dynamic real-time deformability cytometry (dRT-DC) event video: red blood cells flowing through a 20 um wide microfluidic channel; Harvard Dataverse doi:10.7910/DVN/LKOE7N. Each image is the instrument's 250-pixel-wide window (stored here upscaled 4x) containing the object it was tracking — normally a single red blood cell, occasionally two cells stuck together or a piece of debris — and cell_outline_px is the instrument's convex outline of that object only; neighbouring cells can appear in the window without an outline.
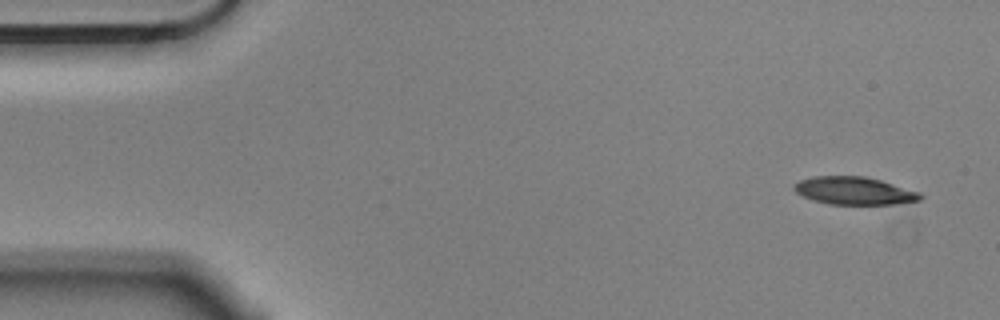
{"species": "Egyptian fruit bat (a non-hibernating species)", "species_latin": "Rousettus aegyptiacus", "temperature_condition": "cold", "stored_images_in_passage": 10, "camera_frame_rate_fps": 3000, "um_per_image_px": 0.085, "animal": {"sex": "male"}, "frame": {"image": 1, "passage_image": 1, "time_ms": 0.0, "image_size_px": [1000, 320], "cell_outline_px": [[924, 196], [920, 200], [896, 204], [828, 204], [812, 200], [796, 192], [792, 188], [800, 180], [812, 176], [864, 176], [880, 180], [920, 192]], "centroid_in_image_um": [72.62, 16.21], "position_along_channel_um": 12.4, "area_um2": 20.35}}
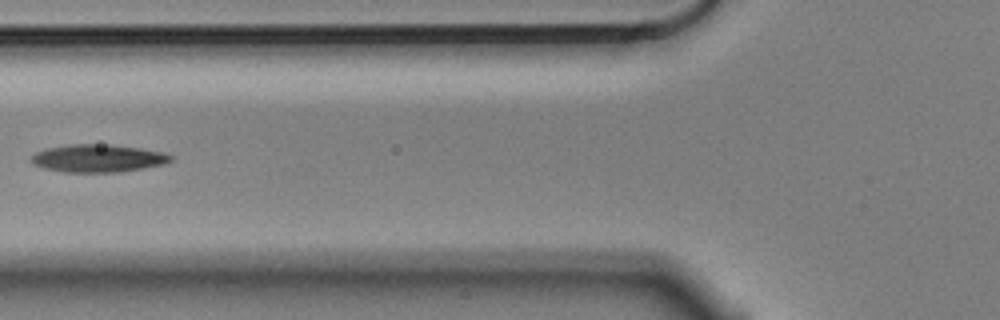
{"frame": {"image": 2, "passage_image": 6, "time_ms": 1.667, "image_size_px": [1000, 320], "cell_outline_px": [[172, 160], [164, 164], [144, 168], [120, 172], [64, 172], [44, 168], [32, 164], [28, 160], [36, 152], [44, 148], [72, 144], [108, 144], [140, 148], [164, 152], [172, 156]], "centroid_in_image_um": [8.3, 13.45], "position_along_channel_um": 117.5, "area_um2": 22.72}}
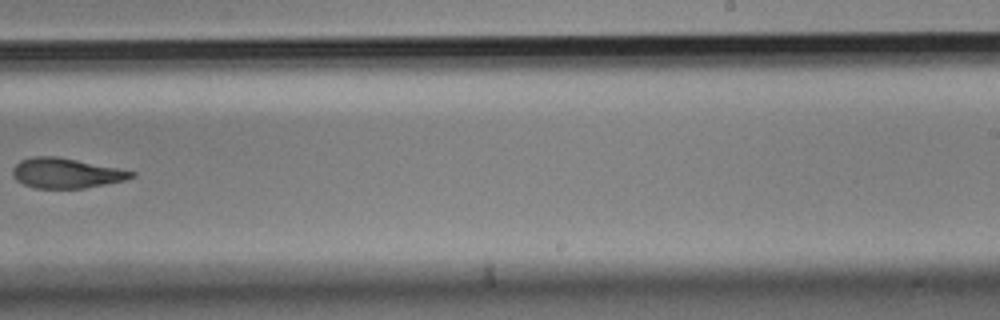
{"frame": {"image": 3, "passage_image": 10, "time_ms": 3.0, "image_size_px": [1000, 320], "cell_outline_px": [[136, 176], [124, 180], [84, 188], [36, 188], [24, 184], [16, 180], [12, 172], [12, 168], [20, 160], [32, 156], [56, 156], [136, 172]], "centroid_in_image_um": [5.58, 14.71], "position_along_channel_um": 283.4, "area_um2": 20.52}}